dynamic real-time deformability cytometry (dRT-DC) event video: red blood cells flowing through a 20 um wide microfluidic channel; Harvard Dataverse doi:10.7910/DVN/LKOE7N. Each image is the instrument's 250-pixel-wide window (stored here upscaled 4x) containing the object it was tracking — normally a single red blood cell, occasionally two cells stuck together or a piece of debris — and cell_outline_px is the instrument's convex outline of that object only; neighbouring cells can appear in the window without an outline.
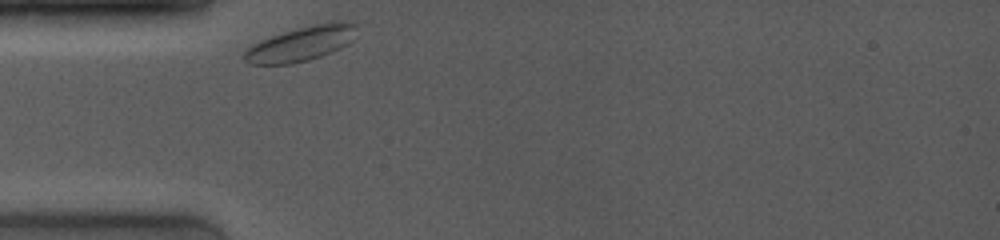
{"species": "common noctule bat (a hibernating species)", "species_latin": "Nyctalus noctula", "temperature_condition": "room temperature", "stored_images_in_passage": 42, "camera_frame_rate_fps": 4000, "um_per_image_px": 0.085, "animal": {"sex": "female", "body_mass_g": 19.0, "forearm_length_mm": 53.3}, "frame": {"image": 1, "passage_image": 1, "time_ms": 0.0, "image_size_px": [1000, 240], "cell_outline_px": [[356, 24], [352, 40], [340, 48], [320, 56], [308, 60], [292, 64], [252, 64], [244, 60], [240, 56], [252, 44], [260, 40], [296, 28], [312, 24], [332, 20], [352, 20]], "centroid_in_image_um": [25.6, 3.69], "position_along_channel_um": 59.4, "area_um2": 22.89}}
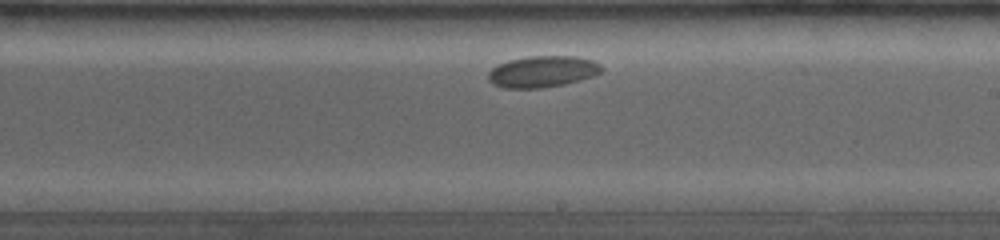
{"frame": {"image": 2, "passage_image": 23, "time_ms": 5.5, "image_size_px": [1000, 240], "cell_outline_px": [[604, 68], [600, 72], [592, 76], [580, 80], [564, 84], [540, 88], [504, 88], [492, 84], [488, 80], [488, 72], [492, 68], [508, 60], [528, 56], [580, 56], [592, 60], [600, 64]], "centroid_in_image_um": [46.11, 6.08], "position_along_channel_um": 242.9, "area_um2": 20.81}}
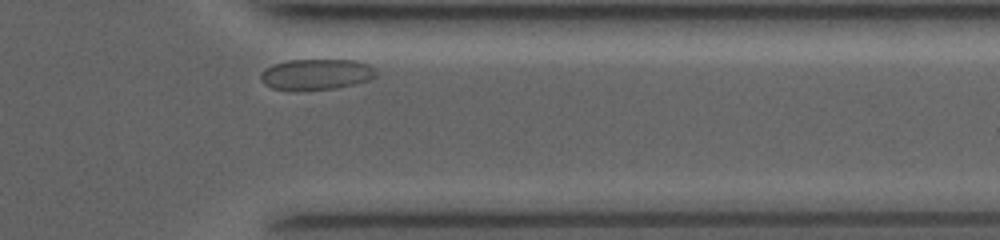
{"frame": {"image": 3, "passage_image": 39, "time_ms": 9.5, "image_size_px": [1000, 240], "cell_outline_px": [[376, 76], [368, 80], [336, 88], [272, 88], [264, 84], [260, 80], [260, 72], [264, 68], [272, 64], [288, 60], [356, 60], [368, 64], [376, 72]], "centroid_in_image_um": [26.85, 6.28], "position_along_channel_um": 384.5, "area_um2": 20.17}}